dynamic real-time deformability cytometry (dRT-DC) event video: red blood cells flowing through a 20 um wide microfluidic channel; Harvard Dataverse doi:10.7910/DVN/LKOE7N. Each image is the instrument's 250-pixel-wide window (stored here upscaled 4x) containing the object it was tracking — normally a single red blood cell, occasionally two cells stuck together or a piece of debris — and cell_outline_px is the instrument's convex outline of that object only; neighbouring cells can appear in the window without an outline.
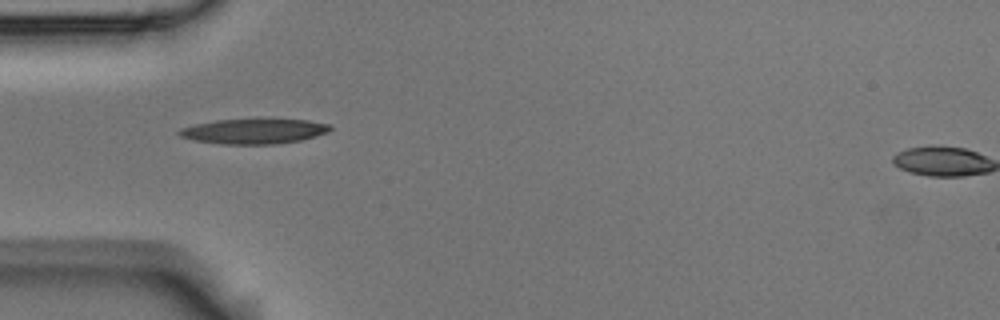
{"species": "Egyptian fruit bat (a non-hibernating species)", "species_latin": "Rousettus aegyptiacus", "temperature_condition": "room temperature", "stored_images_in_passage": 38, "camera_frame_rate_fps": 3000, "um_per_image_px": 0.085, "animal": {"sex": "male"}, "frame": {"image": 1, "passage_image": 1, "time_ms": 0.0, "image_size_px": [1000, 320], "cell_outline_px": [[332, 128], [328, 132], [316, 136], [300, 140], [272, 144], [220, 144], [192, 140], [180, 136], [176, 132], [180, 128], [192, 124], [216, 120], [308, 120], [332, 124]], "centroid_in_image_um": [21.54, 11.16], "position_along_channel_um": 63.5, "area_um2": 21.96}}
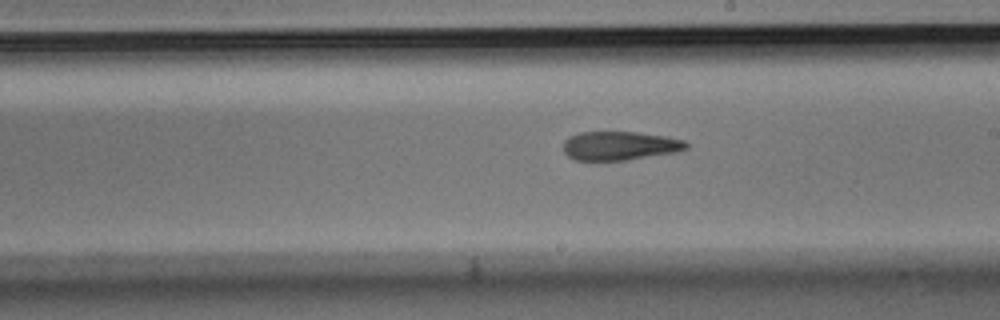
{"frame": {"image": 2, "passage_image": 15, "time_ms": 4.667, "image_size_px": [1000, 320], "cell_outline_px": [[688, 148], [676, 152], [628, 160], [576, 160], [568, 156], [564, 152], [564, 140], [568, 136], [580, 132], [636, 132], [668, 136], [684, 140], [688, 144]], "centroid_in_image_um": [52.69, 12.38], "position_along_channel_um": 236.3, "area_um2": 20.75}}
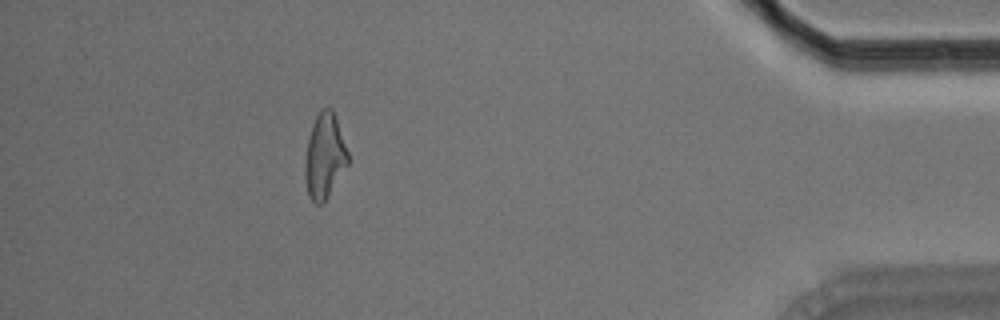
{"frame": {"image": 3, "passage_image": 33, "time_ms": 10.667, "image_size_px": [1000, 320], "cell_outline_px": [[348, 164], [324, 200], [320, 204], [316, 204], [308, 196], [304, 176], [304, 160], [308, 140], [312, 124], [320, 108], [332, 108], [348, 152]], "centroid_in_image_um": [27.56, 13.25], "position_along_channel_um": 407.6, "area_um2": 20.98}, "authors_computed_cell_mechanics": {"area_um2": 21.5594, "velocity_mm_per_s": 3.7117, "shape_relaxation_time_tau1_ms": 7.2115, "shape_relaxation_time_tau2_ms": 2.0384, "deformation_change_tau1": 0.2248, "deformation_change_tau2": 0.1119}}